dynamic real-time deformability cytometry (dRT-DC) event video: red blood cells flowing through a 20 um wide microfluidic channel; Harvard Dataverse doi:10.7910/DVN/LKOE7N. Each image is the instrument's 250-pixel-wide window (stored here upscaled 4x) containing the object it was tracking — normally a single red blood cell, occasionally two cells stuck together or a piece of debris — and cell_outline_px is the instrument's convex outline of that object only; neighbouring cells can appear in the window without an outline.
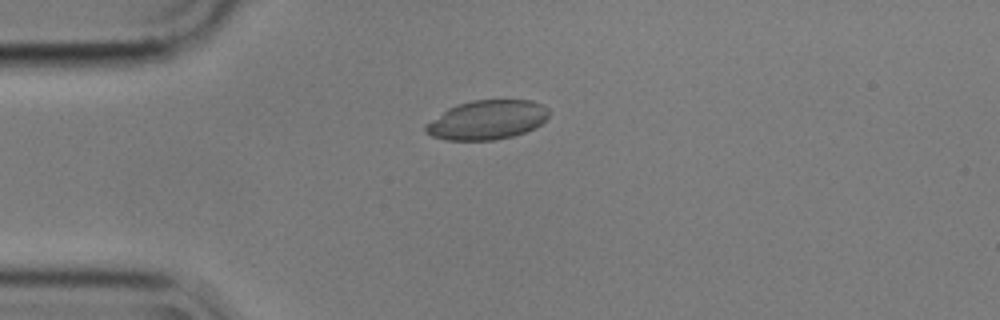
{"species": "common noctule bat (a hibernating species)", "species_latin": "Nyctalus noctula", "temperature_condition": "cold", "stored_images_in_passage": 4, "camera_frame_rate_fps": 3000, "um_per_image_px": 0.085, "animal": {"sex": "male", "body_mass_g": 17.9}, "frame": {"image": 1, "passage_image": 4, "time_ms": 1.0, "image_size_px": [1000, 320], "cell_outline_px": [[548, 116], [536, 128], [512, 136], [496, 140], [444, 140], [432, 136], [424, 132], [424, 124], [448, 108], [456, 104], [472, 100], [532, 100], [548, 108]], "centroid_in_image_um": [41.36, 10.19], "position_along_channel_um": 43.6, "area_um2": 28.32}}